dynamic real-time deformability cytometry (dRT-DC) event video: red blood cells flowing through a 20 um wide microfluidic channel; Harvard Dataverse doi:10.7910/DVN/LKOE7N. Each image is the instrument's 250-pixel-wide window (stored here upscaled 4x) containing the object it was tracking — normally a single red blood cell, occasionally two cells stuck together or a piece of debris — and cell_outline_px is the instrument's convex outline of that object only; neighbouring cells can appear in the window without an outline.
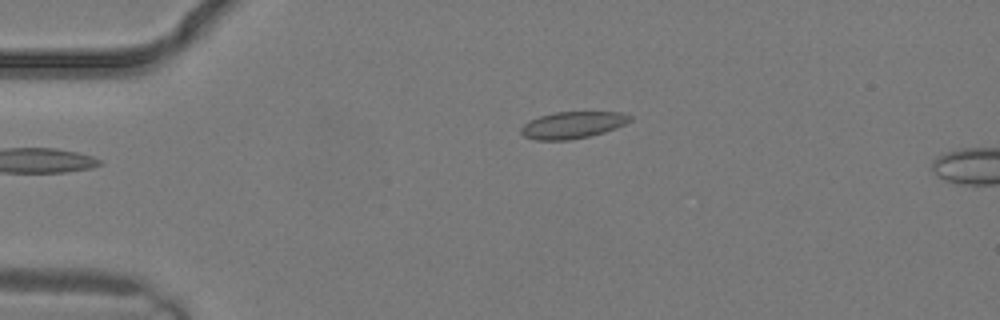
{"species": "common noctule bat (a hibernating species)", "species_latin": "Nyctalus noctula", "temperature_condition": "warm", "stored_images_in_passage": 3, "camera_frame_rate_fps": 3000, "um_per_image_px": 0.085, "animal": {"sex": "male", "body_mass_g": 19.2, "forearm_length_mm": 51.8}, "frame": {"image": 1, "passage_image": 2, "time_ms": 0.333, "image_size_px": [1000, 320], "cell_outline_px": [[632, 120], [616, 128], [604, 132], [588, 136], [568, 140], [536, 140], [524, 136], [520, 132], [520, 128], [524, 124], [540, 116], [556, 112], [620, 112], [632, 116]], "centroid_in_image_um": [48.68, 10.62], "position_along_channel_um": 36.3, "area_um2": 16.88}}